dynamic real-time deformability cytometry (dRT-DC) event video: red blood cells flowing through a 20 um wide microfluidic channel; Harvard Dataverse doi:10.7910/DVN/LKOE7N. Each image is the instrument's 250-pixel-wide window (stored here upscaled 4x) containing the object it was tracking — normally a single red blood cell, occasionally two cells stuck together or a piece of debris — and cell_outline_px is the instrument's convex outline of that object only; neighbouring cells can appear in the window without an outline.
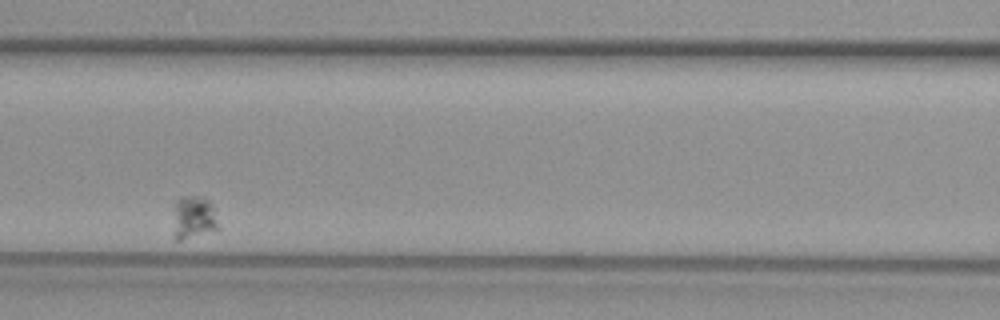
{"species": "common noctule bat (a hibernating species)", "species_latin": "Nyctalus noctula", "temperature_condition": "warm", "stored_images_in_passage": 40, "segment_of_instrument_passage": [2, 2], "camera_frame_rate_fps": 3000, "um_per_image_px": 0.085, "animal": {"sex": "female", "body_mass_g": 29.2, "forearm_length_mm": 56.3}, "frame": {"image": 1, "passage_image": 23, "time_ms": 7.333, "image_size_px": [1000, 320], "cell_outline_px": [[220, 228], [216, 232], [180, 240], [176, 240], [172, 208], [172, 204], [176, 200], [184, 196], [204, 196], [212, 204]], "centroid_in_image_um": [16.48, 18.48], "position_along_channel_um": 150.1, "area_um2": 11.79}}
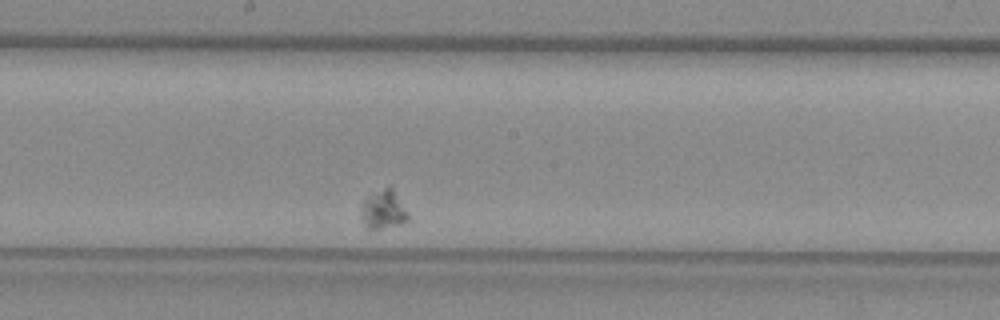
{"frame": {"image": 2, "passage_image": 29, "time_ms": 9.333, "image_size_px": [1000, 320], "cell_outline_px": [[412, 220], [400, 224], [372, 232], [364, 228], [360, 216], [360, 204], [364, 196], [388, 184], [392, 188], [408, 212]], "centroid_in_image_um": [32.53, 17.84], "position_along_channel_um": 215.7, "area_um2": 11.62}}
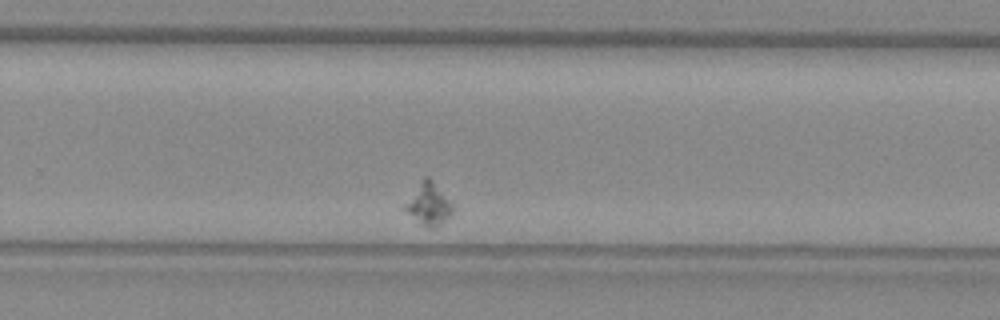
{"frame": {"image": 3, "passage_image": 36, "time_ms": 11.667, "image_size_px": [1000, 320], "cell_outline_px": [[456, 208], [440, 224], [432, 228], [424, 228], [400, 208], [420, 180], [424, 176], [428, 176], [432, 180]], "centroid_in_image_um": [36.36, 17.36], "position_along_channel_um": 293.4, "area_um2": 11.96}}